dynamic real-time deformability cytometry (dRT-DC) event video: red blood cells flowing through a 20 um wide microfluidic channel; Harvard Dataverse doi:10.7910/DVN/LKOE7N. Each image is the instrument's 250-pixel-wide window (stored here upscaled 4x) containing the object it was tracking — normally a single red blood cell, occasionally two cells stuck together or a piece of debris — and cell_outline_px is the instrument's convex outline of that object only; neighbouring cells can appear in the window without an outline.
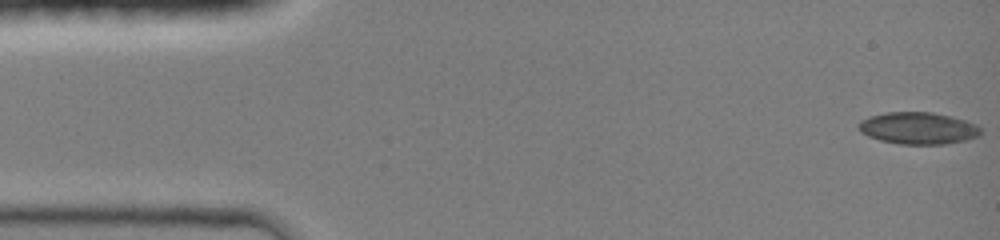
{"species": "common noctule bat (a hibernating species)", "species_latin": "Nyctalus noctula", "temperature_condition": "room temperature", "stored_images_in_passage": 45, "camera_frame_rate_fps": 3000, "um_per_image_px": 0.085, "animal": {"sex": "female", "body_mass_g": 19.0, "forearm_length_mm": 51.5}, "frame": {"image": 1, "passage_image": 1, "time_ms": 0.0, "image_size_px": [1000, 240], "cell_outline_px": [[980, 136], [964, 140], [944, 144], [900, 144], [880, 140], [868, 136], [860, 132], [856, 124], [860, 120], [872, 116], [888, 112], [932, 112], [952, 116], [976, 124], [980, 128]], "centroid_in_image_um": [78.02, 10.89], "position_along_channel_um": 7.0, "area_um2": 22.72}}
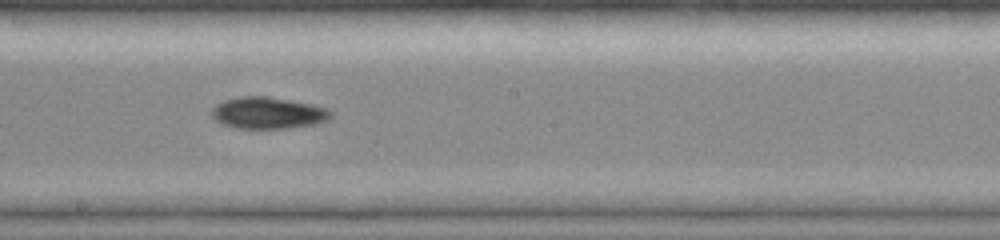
{"frame": {"image": 2, "passage_image": 25, "time_ms": 8.0, "image_size_px": [1000, 240], "cell_outline_px": [[332, 116], [328, 120], [316, 124], [288, 128], [236, 128], [224, 124], [216, 120], [212, 116], [212, 108], [216, 104], [224, 100], [240, 96], [268, 96], [316, 104], [328, 108], [332, 112]], "centroid_in_image_um": [22.83, 9.58], "position_along_channel_um": 225.4, "area_um2": 22.2}}
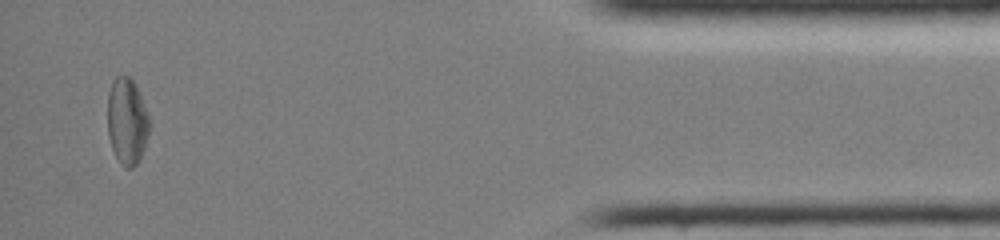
{"frame": {"image": 3, "passage_image": 43, "time_ms": 14.0, "image_size_px": [1000, 240], "cell_outline_px": [[152, 124], [140, 160], [132, 168], [128, 168], [120, 164], [112, 148], [108, 136], [108, 92], [112, 80], [116, 76], [128, 76], [132, 80], [140, 96]], "centroid_in_image_um": [10.8, 10.33], "position_along_channel_um": 424.4, "area_um2": 21.15}, "authors_computed_cell_mechanics": {"area_um2": 21.386, "velocity_mm_per_s": 4.2448, "shape_relaxation_time_tau1_ms": 6.7929, "shape_relaxation_time_tau2_ms": 7.132, "deformation_change_tau1": 0.1492, "deformation_change_tau2": 0.1586}}